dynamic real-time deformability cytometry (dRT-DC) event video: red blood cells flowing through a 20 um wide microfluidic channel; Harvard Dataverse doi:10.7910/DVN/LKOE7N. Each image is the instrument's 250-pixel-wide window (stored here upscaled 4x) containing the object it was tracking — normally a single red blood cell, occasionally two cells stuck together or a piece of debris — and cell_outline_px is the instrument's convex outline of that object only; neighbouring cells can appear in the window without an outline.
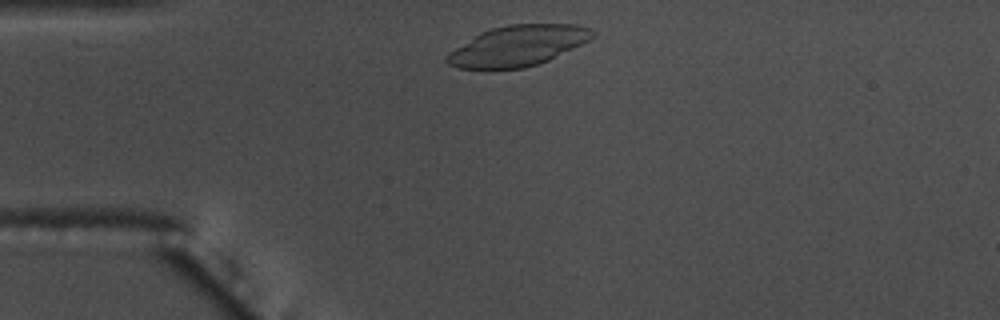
{"species": "common noctule bat (a hibernating species)", "species_latin": "Nyctalus noctula", "temperature_condition": "warm", "stored_images_in_passage": 35, "camera_frame_rate_fps": 3000, "um_per_image_px": 0.085, "animal": {"sex": "male", "body_mass_g": 17.5, "forearm_length_mm": 52.3}, "frame": {"image": 1, "passage_image": 2, "time_ms": 0.333, "image_size_px": [1000, 320], "cell_outline_px": [[596, 36], [548, 60], [524, 68], [492, 72], [484, 72], [460, 68], [448, 64], [444, 60], [444, 56], [448, 52], [480, 32], [492, 28], [508, 24], [576, 24], [588, 28], [596, 32]], "centroid_in_image_um": [43.92, 3.93], "position_along_channel_um": 41.1, "area_um2": 35.08}}